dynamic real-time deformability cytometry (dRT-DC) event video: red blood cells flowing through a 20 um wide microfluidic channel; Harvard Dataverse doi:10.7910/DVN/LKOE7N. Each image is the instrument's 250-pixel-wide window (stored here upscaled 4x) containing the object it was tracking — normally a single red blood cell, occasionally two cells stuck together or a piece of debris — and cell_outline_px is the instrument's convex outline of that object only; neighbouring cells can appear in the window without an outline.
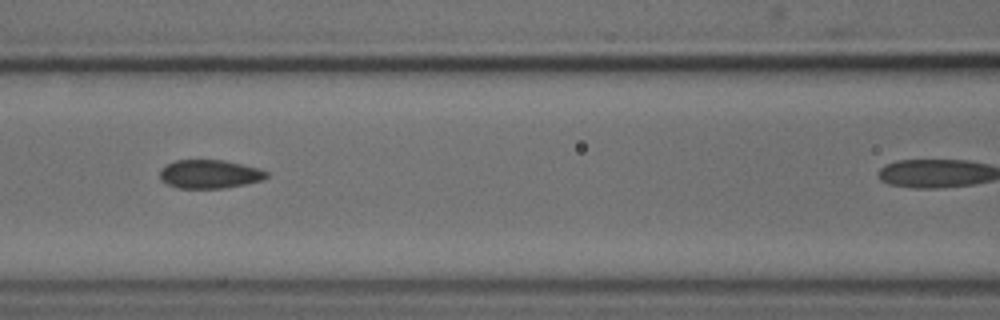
{"species": "common noctule bat (a hibernating species)", "species_latin": "Nyctalus noctula", "temperature_condition": "cold", "stored_images_in_passage": 5, "camera_frame_rate_fps": 3000, "um_per_image_px": 0.085, "animal": {"sex": "male", "body_mass_g": 18.8}, "frame": {"image": 1, "passage_image": 4, "time_ms": 3.333, "image_size_px": [1000, 320], "cell_outline_px": [[268, 176], [264, 180], [224, 188], [176, 188], [160, 180], [160, 168], [176, 160], [224, 160], [256, 168], [268, 172]], "centroid_in_image_um": [17.79, 14.8], "position_along_channel_um": 148.8, "area_um2": 17.69}}